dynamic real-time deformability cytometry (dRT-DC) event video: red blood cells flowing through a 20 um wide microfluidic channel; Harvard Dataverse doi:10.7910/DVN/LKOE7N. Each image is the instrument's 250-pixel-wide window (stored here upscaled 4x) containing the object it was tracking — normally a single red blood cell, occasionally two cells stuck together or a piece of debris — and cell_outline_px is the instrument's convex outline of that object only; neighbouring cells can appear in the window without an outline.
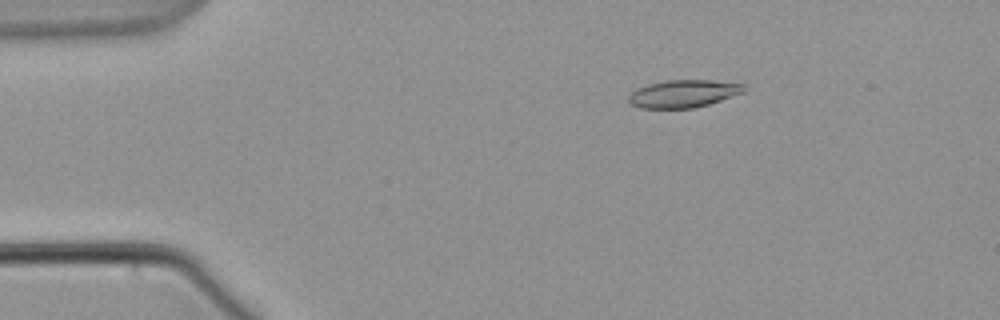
{"species": "common noctule bat (a hibernating species)", "species_latin": "Nyctalus noctula", "temperature_condition": "warm", "stored_images_in_passage": 58, "camera_frame_rate_fps": 3000, "um_per_image_px": 0.085, "animal": {"sex": "male", "body_mass_g": 21.5, "forearm_length_mm": 52.0}, "frame": {"image": 1, "passage_image": 10, "time_ms": 3.0, "image_size_px": [1000, 320], "cell_outline_px": [[744, 92], [708, 104], [692, 108], [640, 108], [628, 104], [628, 96], [632, 92], [648, 84], [664, 80], [712, 80], [744, 84]], "centroid_in_image_um": [58.05, 7.96], "position_along_channel_um": 26.9, "area_um2": 18.44}}
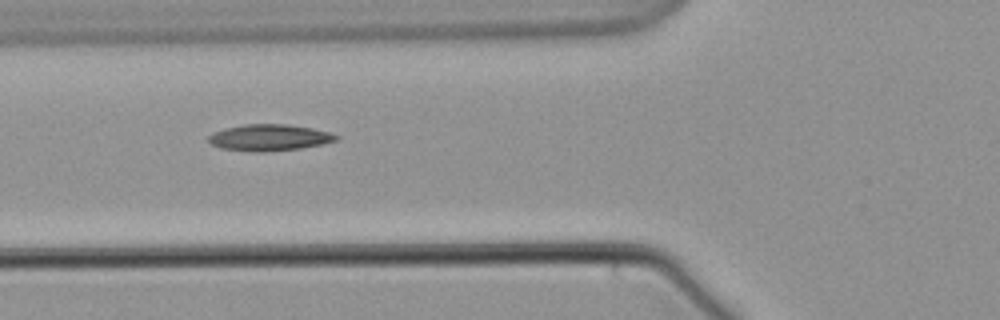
{"frame": {"image": 2, "passage_image": 22, "time_ms": 7.0, "image_size_px": [1000, 320], "cell_outline_px": [[340, 140], [300, 148], [264, 152], [256, 152], [224, 148], [212, 144], [208, 140], [208, 136], [212, 132], [224, 128], [244, 124], [288, 124], [312, 128], [328, 132], [340, 136]], "centroid_in_image_um": [22.9, 11.68], "position_along_channel_um": 102.9, "area_um2": 19.59}}
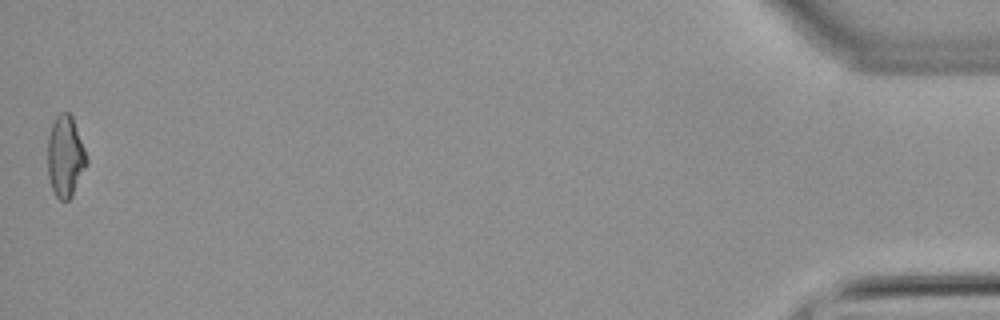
{"frame": {"image": 3, "passage_image": 58, "time_ms": 19.0, "image_size_px": [1000, 320], "cell_outline_px": [[88, 164], [72, 196], [68, 200], [60, 200], [56, 196], [52, 188], [48, 176], [48, 136], [52, 124], [56, 116], [60, 112], [68, 112], [72, 116], [84, 148], [88, 160]], "centroid_in_image_um": [5.56, 13.3], "position_along_channel_um": 429.6, "area_um2": 18.44}}